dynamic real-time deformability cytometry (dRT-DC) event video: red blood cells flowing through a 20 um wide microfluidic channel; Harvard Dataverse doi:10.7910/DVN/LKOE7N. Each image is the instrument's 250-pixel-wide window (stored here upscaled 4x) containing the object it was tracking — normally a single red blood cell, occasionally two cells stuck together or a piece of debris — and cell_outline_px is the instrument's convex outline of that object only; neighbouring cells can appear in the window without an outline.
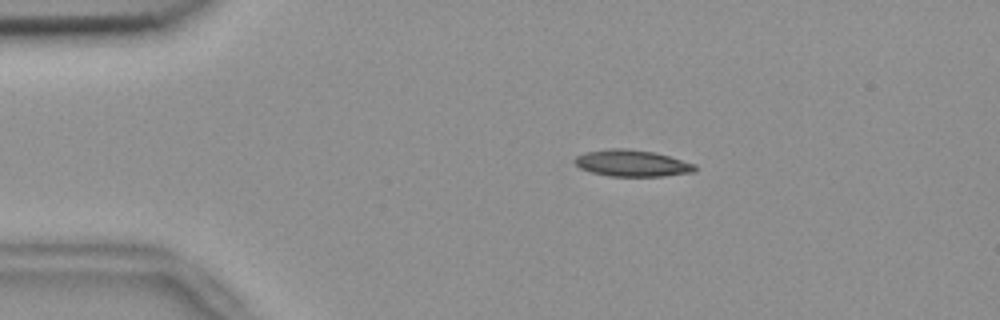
{"species": "common noctule bat (a hibernating species)", "species_latin": "Nyctalus noctula", "temperature_condition": "room temperature", "stored_images_in_passage": 56, "camera_frame_rate_fps": 3000, "um_per_image_px": 0.085, "animal": {"sex": "female", "body_mass_g": 18.4}, "frame": {"image": 1, "passage_image": 11, "time_ms": 3.333, "image_size_px": [1000, 320], "cell_outline_px": [[696, 168], [692, 172], [664, 176], [608, 176], [592, 172], [580, 168], [576, 164], [576, 156], [584, 152], [608, 148], [628, 148], [656, 152], [696, 164]], "centroid_in_image_um": [53.73, 13.86], "position_along_channel_um": 31.3, "area_um2": 18.67}}
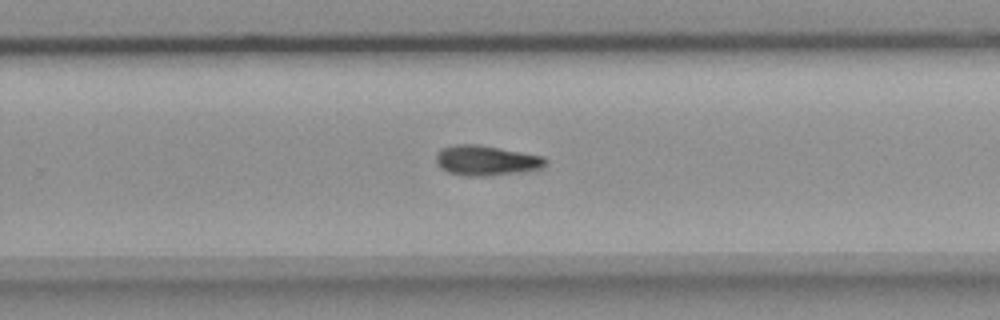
{"frame": {"image": 2, "passage_image": 36, "time_ms": 11.667, "image_size_px": [1000, 320], "cell_outline_px": [[548, 164], [540, 168], [516, 172], [484, 176], [468, 176], [448, 172], [440, 168], [436, 164], [436, 152], [440, 148], [456, 144], [480, 144], [544, 156], [548, 160]], "centroid_in_image_um": [41.3, 13.62], "position_along_channel_um": 288.5, "area_um2": 19.31}}
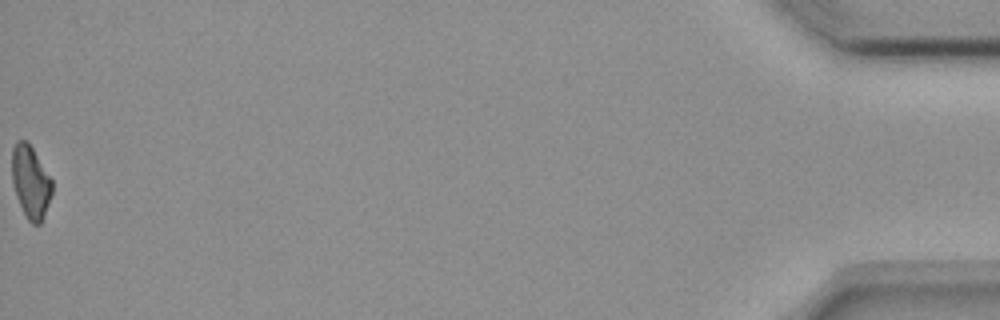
{"frame": {"image": 3, "passage_image": 56, "time_ms": 18.333, "image_size_px": [1000, 320], "cell_outline_px": [[52, 192], [40, 224], [32, 224], [28, 220], [16, 196], [12, 184], [12, 148], [16, 140], [28, 140], [52, 180]], "centroid_in_image_um": [2.58, 15.41], "position_along_channel_um": 432.6, "area_um2": 16.88}, "authors_computed_cell_mechanics": {"area_um2": 18.2648, "velocity_mm_per_s": 3.6774, "shape_relaxation_time_tau1_ms": 4.4538, "shape_relaxation_time_tau2_ms": null, "deformation_change_tau1": 0.1223, "deformation_change_tau2": null}}